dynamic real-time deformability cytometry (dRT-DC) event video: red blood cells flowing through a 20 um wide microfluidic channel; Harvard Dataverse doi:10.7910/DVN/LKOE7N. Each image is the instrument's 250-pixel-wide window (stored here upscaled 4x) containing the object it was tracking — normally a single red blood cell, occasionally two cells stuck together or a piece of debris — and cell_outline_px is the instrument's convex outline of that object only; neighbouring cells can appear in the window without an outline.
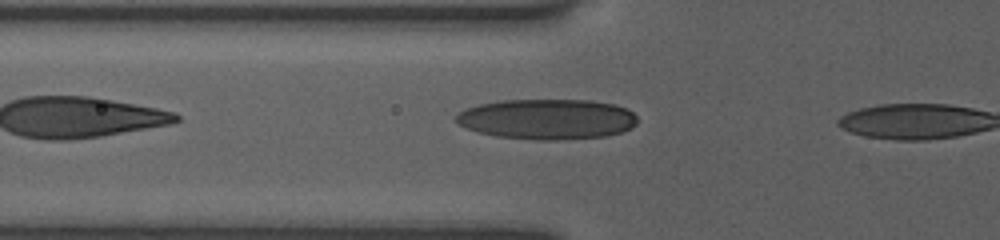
{"species": "human", "species_latin": "Homo sapiens", "temperature_condition": "room temperature", "stored_images_in_passage": 4, "camera_frame_rate_fps": 3000, "um_per_image_px": 0.085, "donor": {"sex": "female"}, "frame": {"image": 1, "passage_image": 2, "time_ms": 0.333, "image_size_px": [1000, 240], "cell_outline_px": [[636, 124], [632, 128], [620, 132], [604, 136], [556, 140], [536, 140], [496, 136], [480, 132], [468, 128], [460, 124], [456, 120], [456, 116], [460, 112], [468, 108], [480, 104], [500, 100], [592, 100], [616, 104], [628, 108], [636, 116]], "centroid_in_image_um": [46.56, 10.12], "position_along_channel_um": 79.2, "area_um2": 42.54}}